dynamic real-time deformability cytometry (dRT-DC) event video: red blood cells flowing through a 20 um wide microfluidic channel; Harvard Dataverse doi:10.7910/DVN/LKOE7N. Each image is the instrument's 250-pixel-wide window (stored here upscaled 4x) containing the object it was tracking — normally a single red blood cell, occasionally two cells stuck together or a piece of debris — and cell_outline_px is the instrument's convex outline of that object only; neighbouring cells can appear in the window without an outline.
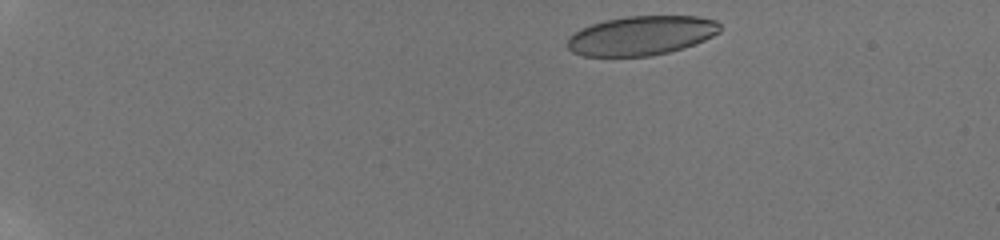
{"species": "human", "species_latin": "Homo sapiens", "temperature_condition": "room temperature", "stored_images_in_passage": 32, "camera_frame_rate_fps": 3000, "um_per_image_px": 0.085, "donor": {"sex": "male"}, "frame": {"image": 1, "passage_image": 1, "time_ms": 0.0, "image_size_px": [1000, 240], "cell_outline_px": [[720, 32], [696, 44], [684, 48], [652, 56], [584, 56], [572, 52], [568, 48], [568, 36], [580, 28], [604, 20], [628, 16], [700, 16], [716, 20], [720, 24]], "centroid_in_image_um": [54.52, 3.02], "position_along_channel_um": 30.5, "area_um2": 35.14}}
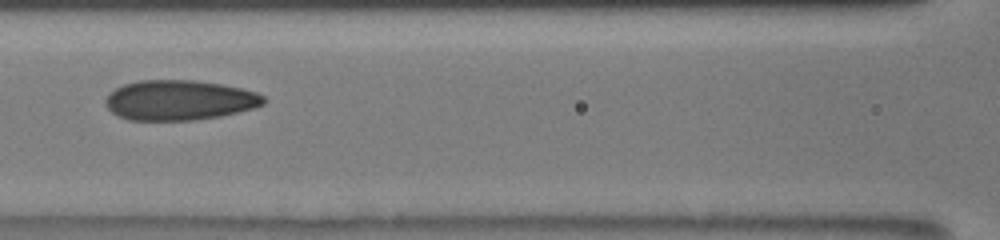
{"frame": {"image": 2, "passage_image": 14, "time_ms": 4.333, "image_size_px": [1000, 240], "cell_outline_px": [[268, 100], [264, 104], [252, 108], [220, 116], [196, 120], [128, 120], [116, 116], [104, 104], [104, 100], [116, 88], [124, 84], [140, 80], [196, 80], [220, 84], [240, 88], [256, 92], [264, 96]], "centroid_in_image_um": [15.23, 8.52], "position_along_channel_um": 151.4, "area_um2": 36.93}}
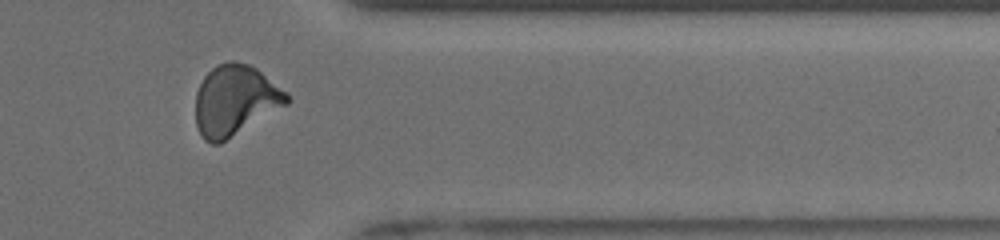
{"frame": {"image": 3, "passage_image": 27, "time_ms": 8.667, "image_size_px": [1000, 240], "cell_outline_px": [[292, 100], [288, 104], [220, 144], [212, 144], [204, 140], [196, 124], [196, 92], [204, 76], [216, 64], [228, 60], [232, 60], [248, 64], [256, 68], [288, 92]], "centroid_in_image_um": [20.0, 8.52], "position_along_channel_um": 391.4, "area_um2": 37.74}}